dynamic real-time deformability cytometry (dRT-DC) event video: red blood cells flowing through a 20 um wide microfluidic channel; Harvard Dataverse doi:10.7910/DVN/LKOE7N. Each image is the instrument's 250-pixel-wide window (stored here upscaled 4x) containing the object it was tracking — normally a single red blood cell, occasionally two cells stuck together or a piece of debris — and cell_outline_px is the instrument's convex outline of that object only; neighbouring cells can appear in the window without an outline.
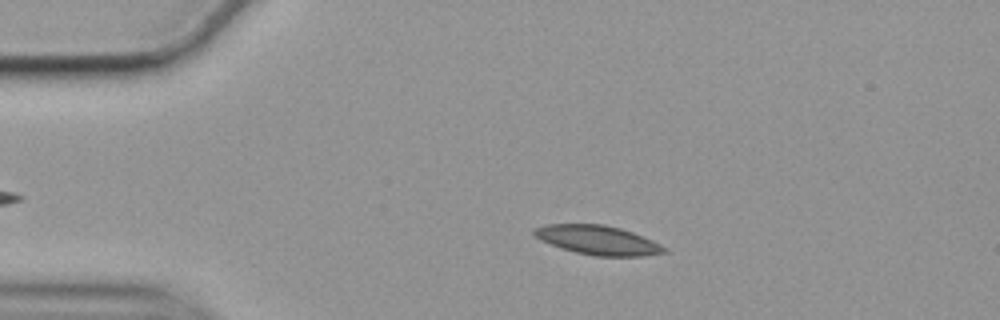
{"species": "common noctule bat (a hibernating species)", "species_latin": "Nyctalus noctula", "temperature_condition": "cold", "stored_images_in_passage": 56, "camera_frame_rate_fps": 3000, "um_per_image_px": 0.085, "animal": {"sex": "female", "body_mass_g": 19.9}, "frame": {"image": 1, "passage_image": 11, "time_ms": 3.333, "image_size_px": [1000, 320], "cell_outline_px": [[668, 252], [644, 256], [596, 256], [576, 252], [560, 248], [540, 240], [532, 232], [532, 228], [548, 224], [604, 224], [620, 228], [644, 236], [668, 248]], "centroid_in_image_um": [50.83, 20.41], "position_along_channel_um": 34.2, "area_um2": 22.25}}
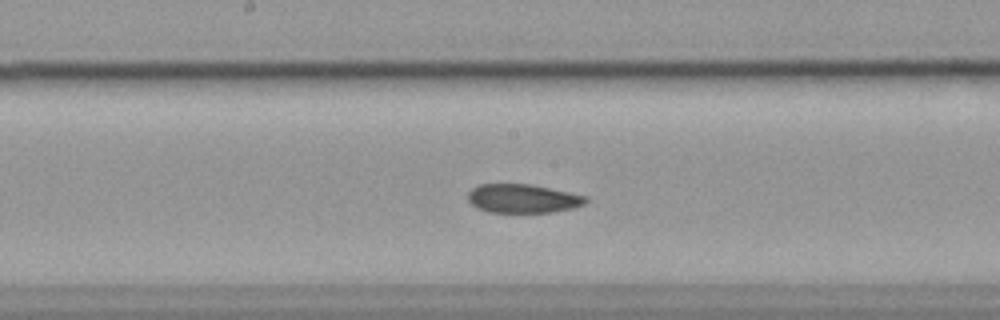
{"frame": {"image": 2, "passage_image": 29, "time_ms": 9.333, "image_size_px": [1000, 320], "cell_outline_px": [[588, 200], [584, 204], [572, 208], [552, 212], [488, 212], [476, 208], [468, 200], [468, 192], [472, 188], [480, 184], [532, 184], [588, 196]], "centroid_in_image_um": [44.44, 16.87], "position_along_channel_um": 203.8, "area_um2": 19.83}}
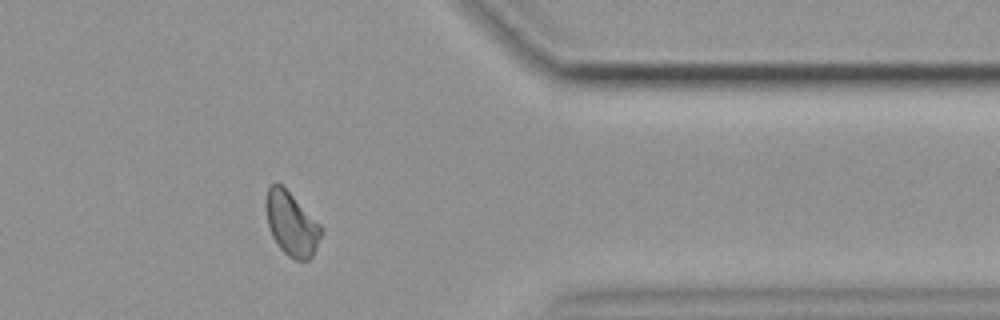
{"frame": {"image": 3, "passage_image": 46, "time_ms": 15.0, "image_size_px": [1000, 320], "cell_outline_px": [[324, 228], [316, 248], [312, 256], [308, 260], [296, 260], [288, 256], [280, 248], [272, 236], [268, 224], [264, 204], [264, 200], [268, 188], [272, 184], [280, 184]], "centroid_in_image_um": [24.76, 19.05], "position_along_channel_um": 386.6, "area_um2": 20.23}, "authors_computed_cell_mechanics": {"area_um2": 20.7791, "velocity_mm_per_s": 3.51, "shape_relaxation_time_tau1_ms": null, "shape_relaxation_time_tau2_ms": 8.5549, "deformation_change_tau1": null, "deformation_change_tau2": 0.122}}